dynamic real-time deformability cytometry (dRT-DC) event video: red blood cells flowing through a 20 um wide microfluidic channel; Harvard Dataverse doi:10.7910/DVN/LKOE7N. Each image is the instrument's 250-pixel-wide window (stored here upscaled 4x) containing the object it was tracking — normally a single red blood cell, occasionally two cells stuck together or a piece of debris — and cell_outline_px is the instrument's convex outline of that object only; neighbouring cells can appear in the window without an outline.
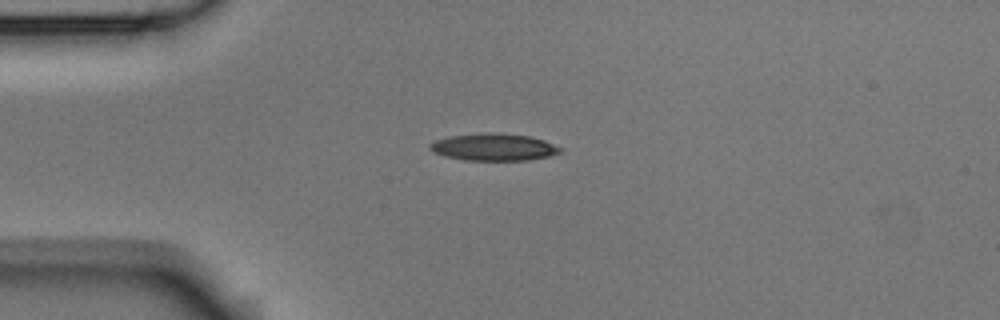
{"species": "Egyptian fruit bat (a non-hibernating species)", "species_latin": "Rousettus aegyptiacus", "temperature_condition": "room temperature", "stored_images_in_passage": 4, "camera_frame_rate_fps": 3000, "um_per_image_px": 0.085, "animal": {"sex": "male"}, "frame": {"image": 1, "passage_image": 2, "time_ms": 0.333, "image_size_px": [1000, 320], "cell_outline_px": [[564, 148], [560, 152], [548, 156], [528, 160], [464, 160], [444, 156], [432, 152], [428, 148], [428, 144], [436, 140], [448, 136], [480, 132], [496, 132], [528, 136], [544, 140]], "centroid_in_image_um": [41.92, 12.49], "position_along_channel_um": 43.1, "area_um2": 20.87}}
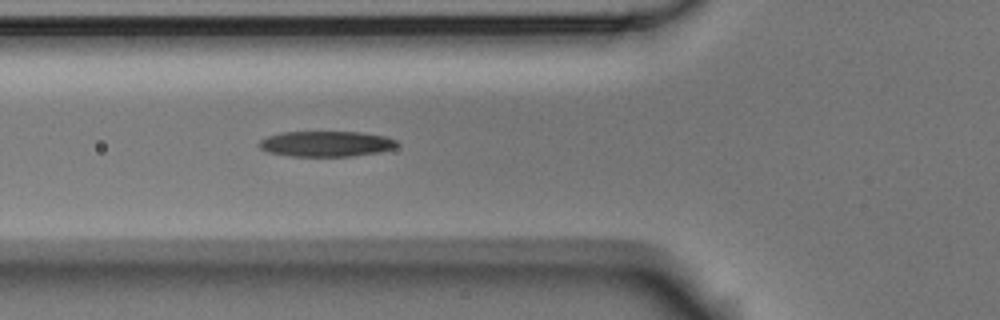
{"frame": {"image": 2, "passage_image": 4, "time_ms": 1.0, "image_size_px": [1000, 320], "cell_outline_px": [[400, 144], [396, 148], [380, 152], [352, 156], [292, 156], [268, 152], [260, 148], [256, 144], [260, 140], [268, 136], [280, 132], [364, 132], [384, 136], [396, 140]], "centroid_in_image_um": [27.74, 12.22], "position_along_channel_um": 98.1, "area_um2": 20.69}}